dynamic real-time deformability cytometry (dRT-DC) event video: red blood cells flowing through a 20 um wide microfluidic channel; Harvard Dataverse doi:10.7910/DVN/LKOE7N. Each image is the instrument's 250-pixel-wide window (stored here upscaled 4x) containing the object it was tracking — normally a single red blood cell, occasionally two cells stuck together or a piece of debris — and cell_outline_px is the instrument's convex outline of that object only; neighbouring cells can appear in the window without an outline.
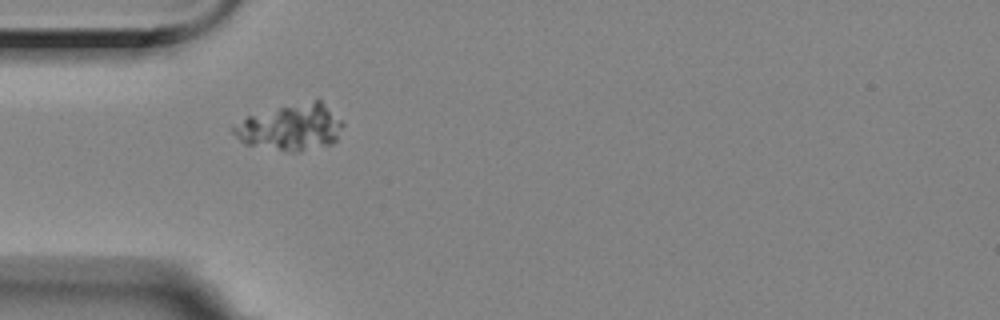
{"species": "Egyptian fruit bat (a non-hibernating species)", "species_latin": "Rousettus aegyptiacus", "temperature_condition": "room temperature", "stored_images_in_passage": 33, "camera_frame_rate_fps": 3000, "um_per_image_px": 0.085, "animal": {"sex": "female"}, "frame": {"image": 1, "passage_image": 1, "time_ms": 0.0, "image_size_px": [1000, 320], "cell_outline_px": [[344, 124], [336, 140], [332, 144], [300, 152], [292, 152], [244, 144], [232, 132], [232, 128], [248, 116], [280, 108], [316, 100], [320, 100]], "centroid_in_image_um": [24.74, 10.87], "position_along_channel_um": 60.3, "area_um2": 28.67}}
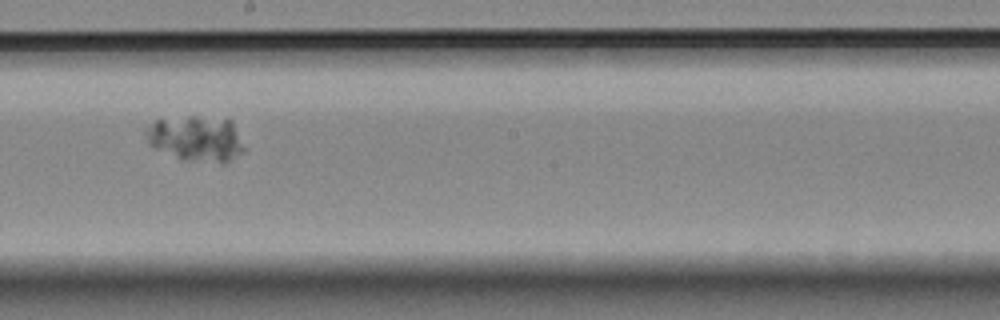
{"frame": {"image": 2, "passage_image": 16, "time_ms": 5.0, "image_size_px": [1000, 320], "cell_outline_px": [[244, 152], [224, 164], [184, 160], [152, 148], [148, 144], [144, 132], [144, 128], [156, 120], [188, 116], [196, 116], [232, 120], [244, 148]], "centroid_in_image_um": [16.64, 11.8], "position_along_channel_um": 231.6, "area_um2": 26.41}}
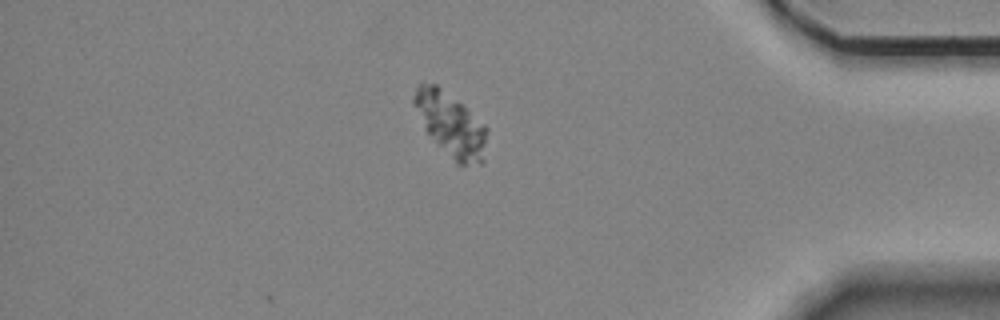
{"frame": {"image": 3, "passage_image": 33, "time_ms": 10.667, "image_size_px": [1000, 320], "cell_outline_px": [[488, 128], [484, 160], [480, 164], [456, 164], [424, 128], [412, 104], [412, 96], [420, 80], [436, 84], [484, 124]], "centroid_in_image_um": [38.28, 10.56], "position_along_channel_um": 396.9, "area_um2": 26.82}}